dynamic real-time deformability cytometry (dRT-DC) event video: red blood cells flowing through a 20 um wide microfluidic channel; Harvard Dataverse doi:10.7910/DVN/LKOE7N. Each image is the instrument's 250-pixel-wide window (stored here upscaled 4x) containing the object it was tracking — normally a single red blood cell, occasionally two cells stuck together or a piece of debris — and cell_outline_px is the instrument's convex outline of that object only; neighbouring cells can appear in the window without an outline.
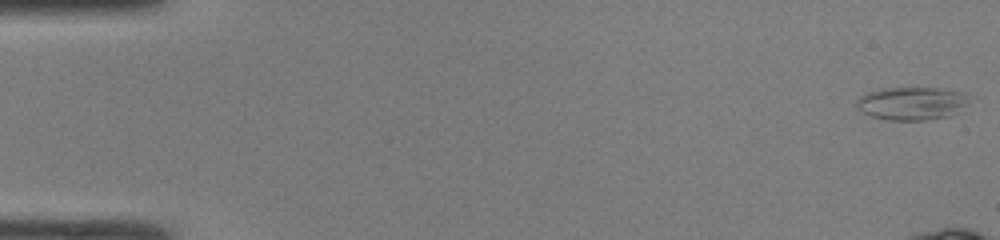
{"species": "common noctule bat (a hibernating species)", "species_latin": "Nyctalus noctula", "temperature_condition": "room temperature", "stored_images_in_passage": 11, "camera_frame_rate_fps": 3000, "um_per_image_px": 0.085, "animal": {"sex": "male", "body_mass_g": 19.0, "forearm_length_mm": 50.8}, "frame": {"image": 1, "passage_image": 1, "time_ms": 0.0, "image_size_px": [1000, 240], "cell_outline_px": [[972, 96], [952, 116], [924, 120], [888, 120], [872, 116], [860, 112], [856, 108], [856, 100], [860, 96], [868, 92], [884, 88], [940, 88], [964, 92]], "centroid_in_image_um": [77.48, 8.78], "position_along_channel_um": 7.5, "area_um2": 21.79}}